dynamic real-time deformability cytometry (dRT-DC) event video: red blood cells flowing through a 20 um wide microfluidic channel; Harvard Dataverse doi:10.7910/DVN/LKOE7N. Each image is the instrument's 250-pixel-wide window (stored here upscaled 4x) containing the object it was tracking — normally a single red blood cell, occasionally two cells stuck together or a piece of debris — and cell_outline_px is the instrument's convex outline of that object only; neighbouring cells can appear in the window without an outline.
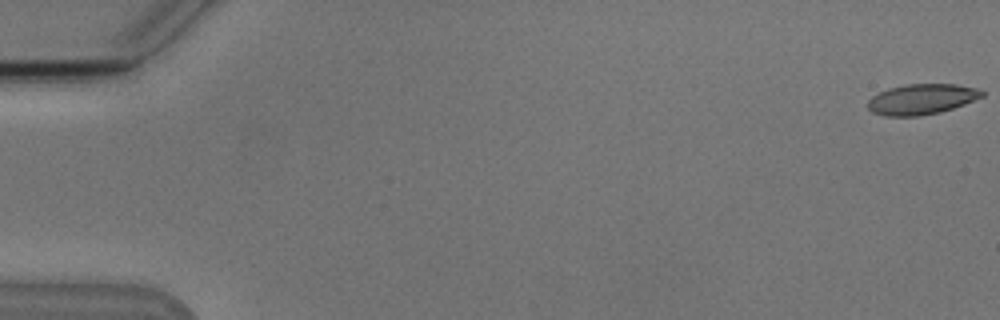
{"species": "Egyptian fruit bat (a non-hibernating species)", "species_latin": "Rousettus aegyptiacus", "temperature_condition": "cold", "stored_images_in_passage": 6, "camera_frame_rate_fps": 3000, "um_per_image_px": 0.085, "animal": {"sex": "male"}, "frame": {"image": 1, "passage_image": 1, "time_ms": 0.0, "image_size_px": [1000, 320], "cell_outline_px": [[984, 96], [964, 104], [940, 112], [920, 116], [884, 116], [872, 112], [868, 108], [868, 100], [872, 96], [888, 88], [904, 84], [956, 84], [976, 88], [984, 92]], "centroid_in_image_um": [78.32, 8.43], "position_along_channel_um": 6.7, "area_um2": 20.29}}